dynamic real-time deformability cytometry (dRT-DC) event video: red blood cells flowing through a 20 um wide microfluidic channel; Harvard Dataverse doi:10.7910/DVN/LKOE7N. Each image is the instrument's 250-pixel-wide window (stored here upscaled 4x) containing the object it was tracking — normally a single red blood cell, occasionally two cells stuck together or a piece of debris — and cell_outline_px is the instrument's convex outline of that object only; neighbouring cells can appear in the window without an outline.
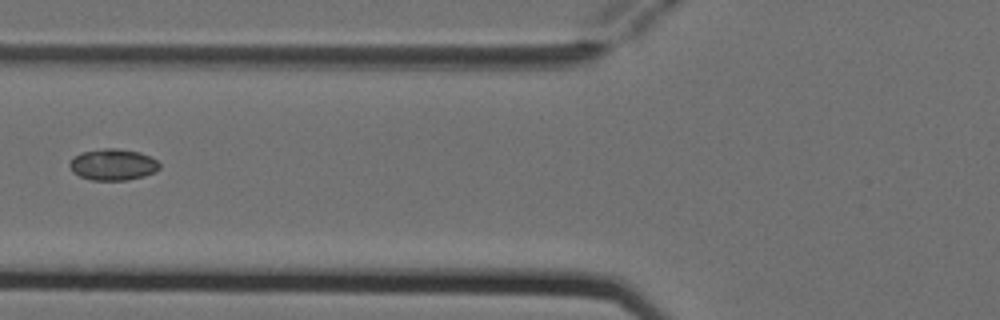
{"species": "Egyptian fruit bat (a non-hibernating species)", "species_latin": "Rousettus aegyptiacus", "temperature_condition": "cold", "stored_images_in_passage": 7, "camera_frame_rate_fps": 3000, "um_per_image_px": 0.085, "animal": {"sex": "female"}, "frame": {"image": 1, "passage_image": 6, "time_ms": 1.667, "image_size_px": [1000, 320], "cell_outline_px": [[160, 168], [156, 172], [144, 176], [128, 180], [92, 180], [80, 176], [72, 172], [68, 164], [80, 152], [104, 148], [116, 148], [140, 152], [156, 160], [160, 164]], "centroid_in_image_um": [9.61, 13.99], "position_along_channel_um": 116.2, "area_um2": 16.47}}
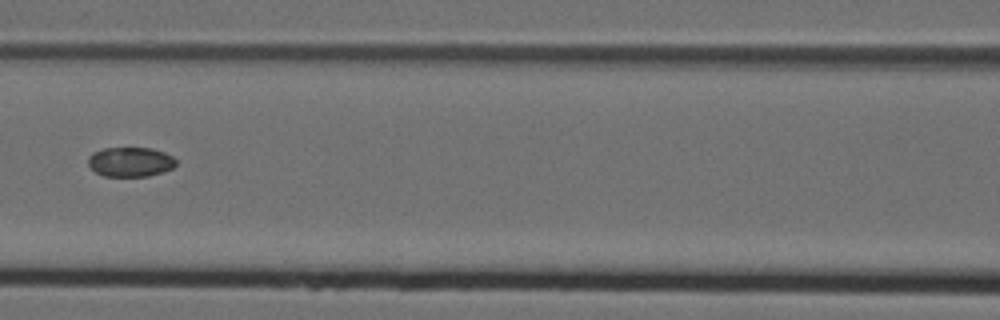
{"frame": {"image": 2, "passage_image": 7, "time_ms": 2.0, "image_size_px": [1000, 320], "cell_outline_px": [[176, 164], [172, 168], [148, 176], [104, 176], [96, 172], [88, 164], [88, 156], [92, 152], [104, 148], [152, 148], [164, 152], [172, 156], [176, 160]], "centroid_in_image_um": [11.06, 13.75], "position_along_channel_um": 155.5, "area_um2": 15.09}}